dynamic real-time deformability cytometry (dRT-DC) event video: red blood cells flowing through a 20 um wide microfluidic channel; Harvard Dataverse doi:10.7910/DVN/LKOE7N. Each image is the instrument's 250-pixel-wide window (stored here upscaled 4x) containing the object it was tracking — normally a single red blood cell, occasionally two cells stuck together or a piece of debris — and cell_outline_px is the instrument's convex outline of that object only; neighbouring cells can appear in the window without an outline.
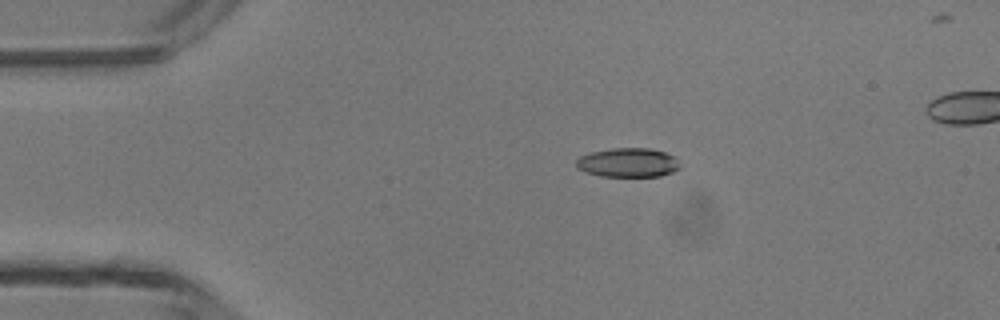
{"species": "common noctule bat (a hibernating species)", "species_latin": "Nyctalus noctula", "temperature_condition": "room temperature", "stored_images_in_passage": 47, "camera_frame_rate_fps": 3000, "um_per_image_px": 0.085, "animal": {"sex": "male", "body_mass_g": 13.3}, "frame": {"image": 1, "passage_image": 10, "time_ms": 3.0, "image_size_px": [1000, 320], "cell_outline_px": [[680, 168], [672, 172], [660, 176], [600, 176], [584, 172], [576, 168], [576, 160], [580, 156], [592, 152], [612, 148], [648, 148], [664, 152], [672, 156], [680, 164]], "centroid_in_image_um": [53.34, 13.82], "position_along_channel_um": 31.7, "area_um2": 17.57}}
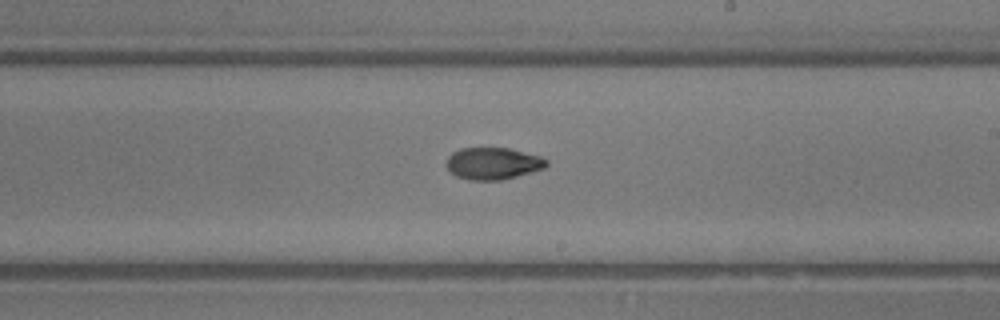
{"frame": {"image": 2, "passage_image": 28, "time_ms": 9.0, "image_size_px": [1000, 320], "cell_outline_px": [[548, 164], [544, 168], [504, 180], [468, 180], [456, 176], [448, 168], [448, 156], [452, 152], [460, 148], [508, 148], [540, 156], [548, 160]], "centroid_in_image_um": [41.92, 13.9], "position_along_channel_um": 247.1, "area_um2": 18.55}}
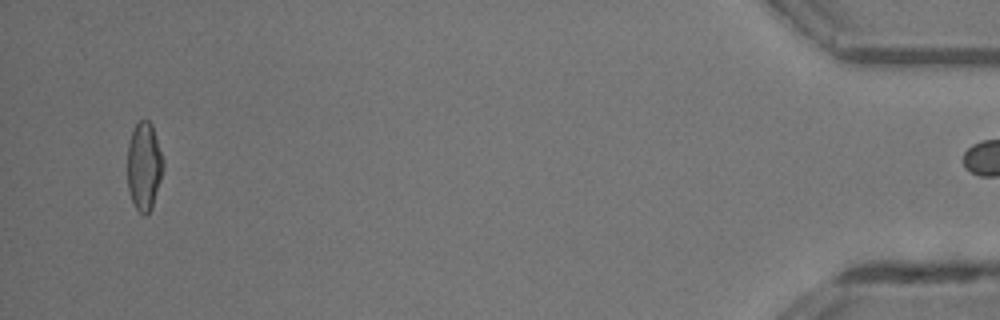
{"frame": {"image": 3, "passage_image": 46, "time_ms": 15.0, "image_size_px": [1000, 320], "cell_outline_px": [[164, 168], [152, 208], [144, 216], [136, 208], [128, 192], [128, 144], [132, 132], [136, 124], [140, 120], [148, 120], [152, 124], [164, 160]], "centroid_in_image_um": [12.26, 14.13], "position_along_channel_um": 422.9, "area_um2": 18.38}, "authors_computed_cell_mechanics": {"area_um2": 18.6694, "velocity_mm_per_s": 4.3973, "shape_relaxation_time_tau1_ms": 4.5063, "shape_relaxation_time_tau2_ms": 2.18, "deformation_change_tau1": 0.1529, "deformation_change_tau2": 0.0611}}